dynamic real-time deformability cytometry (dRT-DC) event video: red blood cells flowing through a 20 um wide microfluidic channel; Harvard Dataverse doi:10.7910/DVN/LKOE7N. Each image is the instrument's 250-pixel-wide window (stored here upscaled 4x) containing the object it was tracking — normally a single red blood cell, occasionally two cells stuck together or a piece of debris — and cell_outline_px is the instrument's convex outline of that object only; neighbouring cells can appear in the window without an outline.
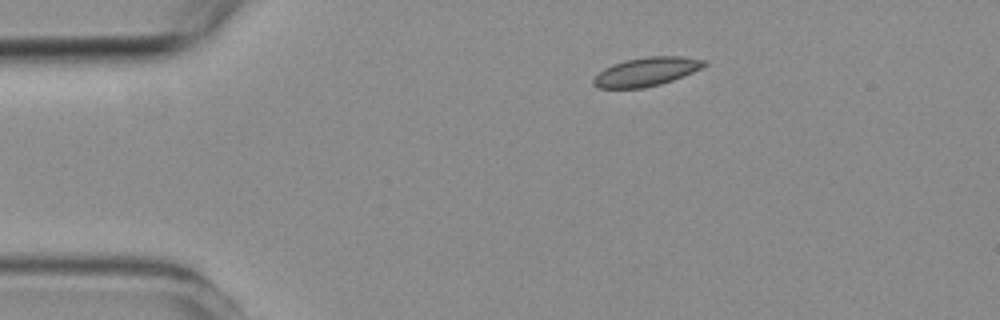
{"species": "common noctule bat (a hibernating species)", "species_latin": "Nyctalus noctula", "temperature_condition": "room temperature", "stored_images_in_passage": 3, "camera_frame_rate_fps": 3000, "um_per_image_px": 0.085, "animal": {"sex": "female", "body_mass_g": 19.3, "forearm_length_mm": 54.1}, "frame": {"image": 1, "passage_image": 1, "time_ms": 0.0, "image_size_px": [1000, 320], "cell_outline_px": [[708, 64], [684, 76], [660, 84], [644, 88], [596, 88], [592, 84], [592, 80], [604, 68], [612, 64], [624, 60], [648, 56], [680, 56], [704, 60]], "centroid_in_image_um": [54.91, 6.1], "position_along_channel_um": 30.1, "area_um2": 18.5}}